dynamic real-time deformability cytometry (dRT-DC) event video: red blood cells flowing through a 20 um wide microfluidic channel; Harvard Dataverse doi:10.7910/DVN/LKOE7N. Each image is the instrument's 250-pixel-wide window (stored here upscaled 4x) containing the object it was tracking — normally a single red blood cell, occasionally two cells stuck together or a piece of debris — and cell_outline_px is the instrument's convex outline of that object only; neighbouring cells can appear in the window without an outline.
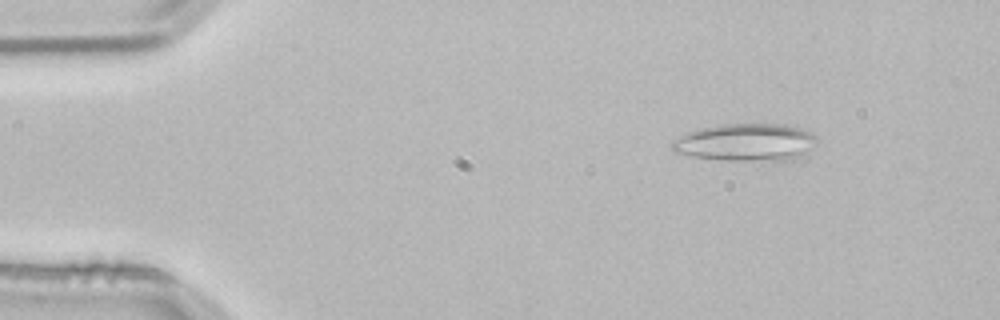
{"species": "common noctule bat (a hibernating species)", "species_latin": "Nyctalus noctula", "temperature_condition": "room temperature", "stored_images_in_passage": 54, "camera_frame_rate_fps": 3000, "um_per_image_px": 0.085, "animal": {"sex": "male", "body_mass_g": 21.5, "forearm_length_mm": 52.0}, "frame": {"image": 1, "passage_image": 7, "time_ms": 2.0, "image_size_px": [1000, 320], "cell_outline_px": [[816, 140], [792, 160], [724, 160], [692, 156], [676, 152], [672, 148], [672, 140], [688, 132], [704, 128], [724, 124], [784, 124], [800, 128], [816, 136]], "centroid_in_image_um": [63.33, 12.09], "position_along_channel_um": 21.7, "area_um2": 30.75}}
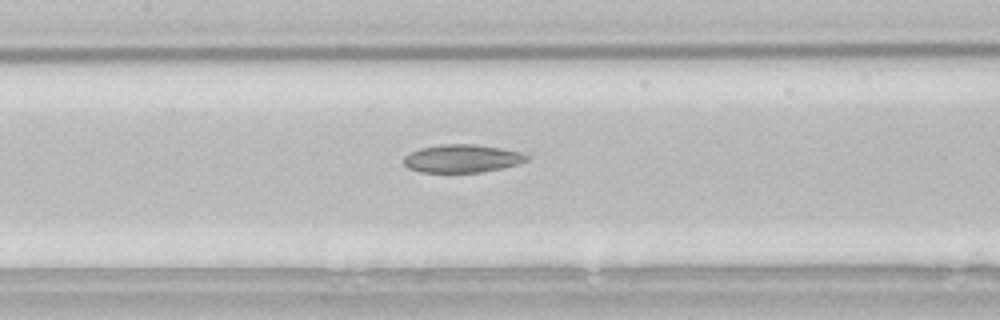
{"frame": {"image": 2, "passage_image": 25, "time_ms": 8.0, "image_size_px": [1000, 320], "cell_outline_px": [[528, 160], [516, 164], [500, 168], [480, 172], [420, 172], [408, 168], [404, 164], [404, 156], [420, 148], [440, 144], [476, 144], [524, 152], [528, 156]], "centroid_in_image_um": [39.27, 13.46], "position_along_channel_um": 168.1, "area_um2": 20.0}}
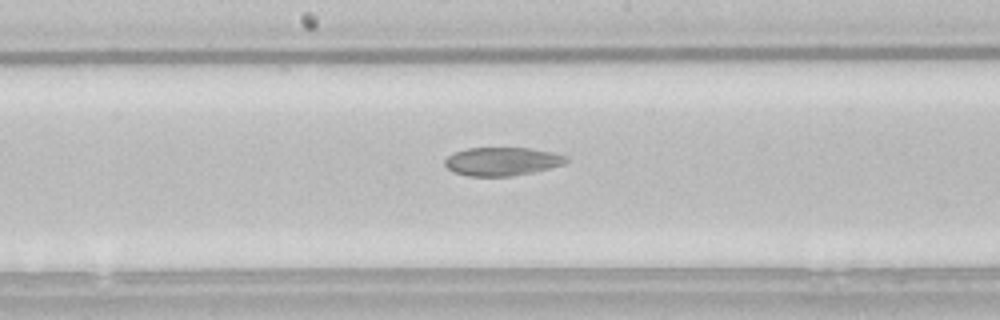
{"frame": {"image": 3, "passage_image": 28, "time_ms": 9.0, "image_size_px": [1000, 320], "cell_outline_px": [[568, 160], [564, 164], [532, 172], [512, 176], [468, 176], [452, 172], [444, 164], [444, 160], [452, 152], [468, 148], [528, 148], [552, 152], [564, 156]], "centroid_in_image_um": [42.61, 13.72], "position_along_channel_um": 205.6, "area_um2": 20.0}}